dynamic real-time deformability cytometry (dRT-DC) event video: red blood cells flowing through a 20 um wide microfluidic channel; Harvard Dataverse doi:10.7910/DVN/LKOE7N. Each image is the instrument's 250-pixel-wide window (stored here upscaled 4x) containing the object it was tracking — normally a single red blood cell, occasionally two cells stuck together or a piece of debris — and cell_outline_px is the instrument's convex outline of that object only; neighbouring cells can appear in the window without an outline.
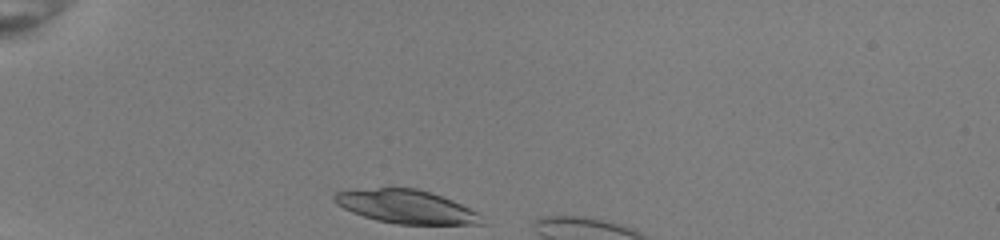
{"species": "common noctule bat (a hibernating species)", "species_latin": "Nyctalus noctula", "temperature_condition": "room temperature", "stored_images_in_passage": 6, "camera_frame_rate_fps": 3000, "um_per_image_px": 0.085, "animal": {"sex": "female", "body_mass_g": 22.0, "forearm_length_mm": 56.7}, "frame": {"image": 1, "passage_image": 1, "time_ms": 0.0, "image_size_px": [1000, 240], "cell_outline_px": [[488, 224], [396, 224], [376, 220], [352, 212], [336, 204], [332, 200], [332, 196], [336, 192], [380, 188], [416, 188], [452, 200], [484, 216]], "centroid_in_image_um": [34.56, 17.58], "position_along_channel_um": 50.4, "area_um2": 28.5}}